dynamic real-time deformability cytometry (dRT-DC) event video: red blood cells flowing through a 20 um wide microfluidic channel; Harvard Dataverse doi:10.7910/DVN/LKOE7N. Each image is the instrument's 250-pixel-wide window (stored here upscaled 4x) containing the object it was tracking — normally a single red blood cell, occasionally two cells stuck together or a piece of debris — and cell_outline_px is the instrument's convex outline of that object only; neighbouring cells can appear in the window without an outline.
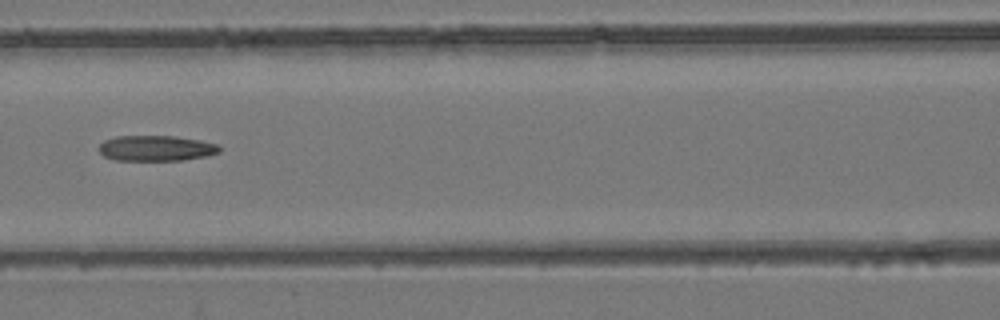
{"species": "common noctule bat (a hibernating species)", "species_latin": "Nyctalus noctula", "temperature_condition": "room temperature", "stored_images_in_passage": 7, "camera_frame_rate_fps": 3000, "um_per_image_px": 0.085, "animal": {"sex": "female", "body_mass_g": 24.6, "forearm_length_mm": 56.2}, "frame": {"image": 1, "passage_image": 7, "time_ms": 2.0, "image_size_px": [1000, 320], "cell_outline_px": [[220, 152], [208, 156], [180, 160], [116, 160], [104, 156], [100, 152], [100, 144], [104, 140], [116, 136], [176, 136], [200, 140], [216, 144], [220, 148]], "centroid_in_image_um": [13.28, 12.59], "position_along_channel_um": 153.3, "area_um2": 17.86}}